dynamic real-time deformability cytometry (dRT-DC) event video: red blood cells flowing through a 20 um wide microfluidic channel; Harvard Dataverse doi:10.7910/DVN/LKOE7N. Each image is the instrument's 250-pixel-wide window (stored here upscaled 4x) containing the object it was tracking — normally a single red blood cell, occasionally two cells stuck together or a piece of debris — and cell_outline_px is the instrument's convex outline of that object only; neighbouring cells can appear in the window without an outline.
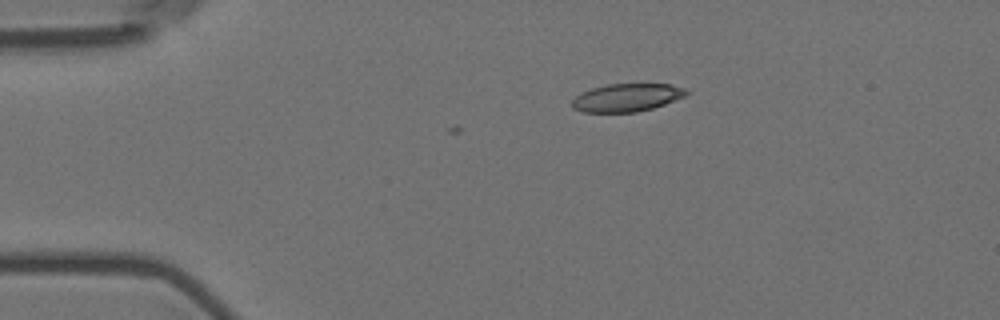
{"species": "Egyptian fruit bat (a non-hibernating species)", "species_latin": "Rousettus aegyptiacus", "temperature_condition": "room temperature", "stored_images_in_passage": 4, "camera_frame_rate_fps": 3000, "um_per_image_px": 0.085, "animal": {"sex": "female"}, "frame": {"image": 1, "passage_image": 1, "time_ms": 0.0, "image_size_px": [1000, 320], "cell_outline_px": [[688, 92], [684, 96], [664, 104], [652, 108], [636, 112], [584, 112], [572, 108], [572, 100], [580, 92], [592, 88], [608, 84], [672, 84], [684, 88]], "centroid_in_image_um": [53.24, 8.29], "position_along_channel_um": 31.8, "area_um2": 18.5}}